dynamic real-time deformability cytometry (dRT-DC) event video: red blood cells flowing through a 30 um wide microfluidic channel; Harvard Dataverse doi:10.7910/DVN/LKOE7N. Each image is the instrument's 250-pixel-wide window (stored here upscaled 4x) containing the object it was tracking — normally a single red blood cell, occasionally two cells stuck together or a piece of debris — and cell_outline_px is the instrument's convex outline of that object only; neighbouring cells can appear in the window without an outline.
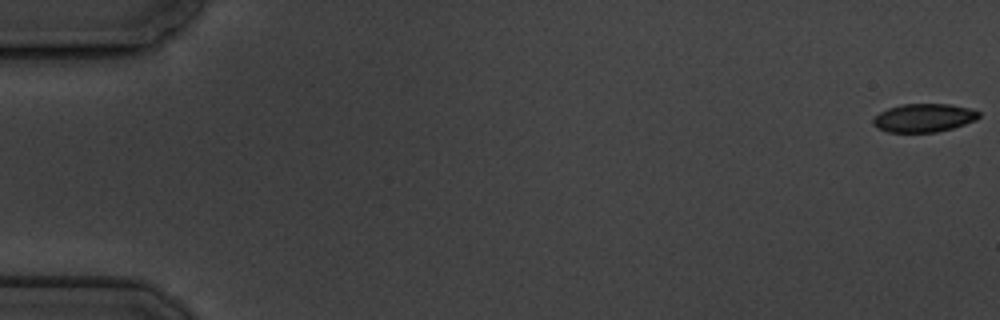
{"species": "common noctule bat (a hibernating species)", "species_latin": "Nyctalus noctula", "temperature_condition": "cold", "stored_images_in_passage": 6, "camera_frame_rate_fps": 3000, "um_per_image_px": 0.085, "animal": {"sex": "male", "body_mass_g": 19.5, "forearm_length_mm": 54.6}, "frame": {"image": 1, "passage_image": 1, "time_ms": 0.0, "image_size_px": [1000, 320], "cell_outline_px": [[980, 116], [976, 120], [952, 128], [936, 132], [888, 132], [876, 128], [872, 124], [872, 120], [880, 112], [888, 108], [900, 104], [948, 104], [968, 108], [980, 112]], "centroid_in_image_um": [78.49, 10.02], "position_along_channel_um": 6.5, "area_um2": 17.46}}
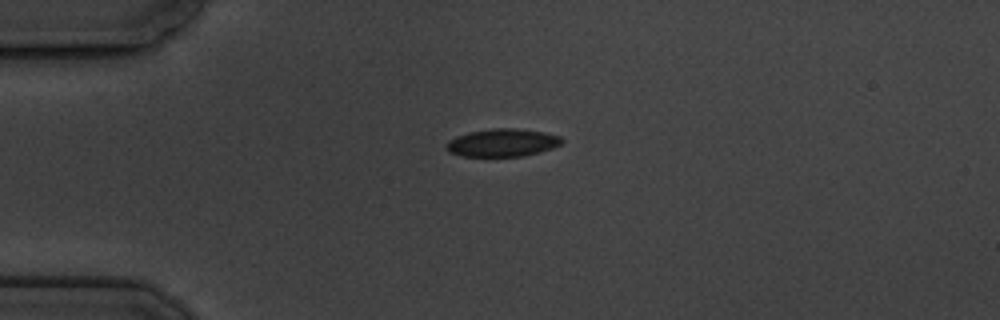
{"frame": {"image": 2, "passage_image": 5, "time_ms": 4.667, "image_size_px": [1000, 320], "cell_outline_px": [[564, 140], [560, 144], [552, 148], [540, 152], [524, 156], [460, 156], [448, 152], [444, 148], [444, 144], [448, 140], [456, 136], [468, 132], [492, 128], [512, 128], [544, 132], [560, 136]], "centroid_in_image_um": [42.65, 12.13], "position_along_channel_um": 42.4, "area_um2": 18.9}}